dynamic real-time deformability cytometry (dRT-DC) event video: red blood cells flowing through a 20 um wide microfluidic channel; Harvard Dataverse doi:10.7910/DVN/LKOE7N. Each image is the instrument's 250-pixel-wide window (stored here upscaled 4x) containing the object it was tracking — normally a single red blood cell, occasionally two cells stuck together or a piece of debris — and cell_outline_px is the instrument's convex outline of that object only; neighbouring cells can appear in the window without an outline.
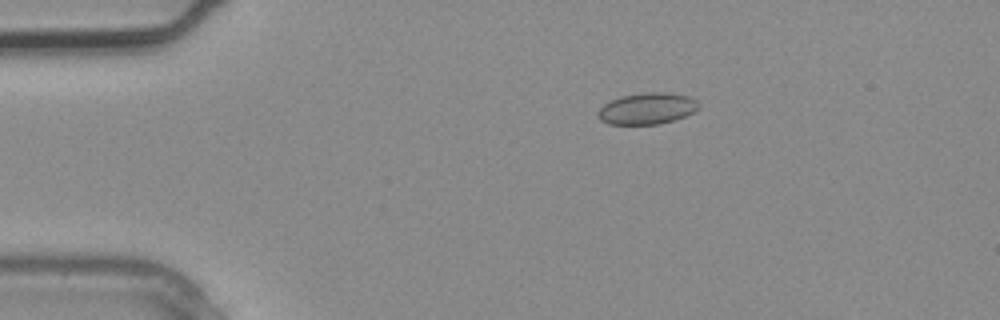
{"species": "common noctule bat (a hibernating species)", "species_latin": "Nyctalus noctula", "temperature_condition": "warm", "stored_images_in_passage": 3, "camera_frame_rate_fps": 3000, "um_per_image_px": 0.085, "animal": {"sex": "male", "body_mass_g": 20.4}, "frame": {"image": 1, "passage_image": 1, "time_ms": 0.0, "image_size_px": [1000, 320], "cell_outline_px": [[700, 108], [684, 116], [660, 124], [608, 124], [600, 120], [596, 112], [604, 104], [620, 96], [648, 92], [668, 92], [688, 96], [696, 100], [700, 104]], "centroid_in_image_um": [55.0, 9.22], "position_along_channel_um": 30.0, "area_um2": 18.44}}